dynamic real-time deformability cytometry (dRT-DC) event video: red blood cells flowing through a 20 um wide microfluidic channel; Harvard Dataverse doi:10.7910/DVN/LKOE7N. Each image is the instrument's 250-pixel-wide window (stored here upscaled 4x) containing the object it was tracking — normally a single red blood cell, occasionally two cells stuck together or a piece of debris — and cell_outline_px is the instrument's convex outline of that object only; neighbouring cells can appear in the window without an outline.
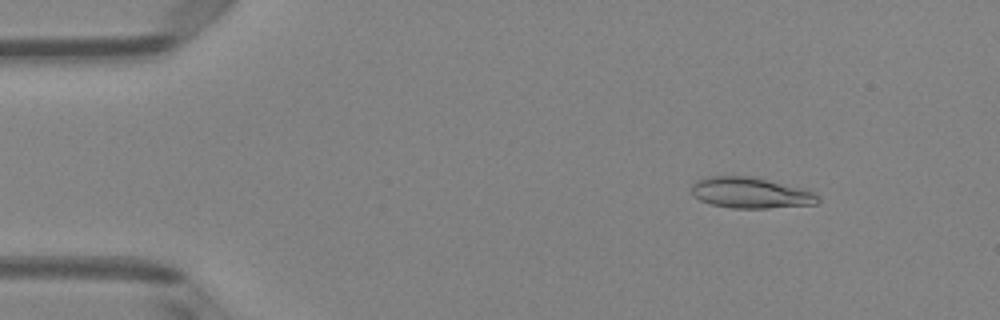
{"species": "Egyptian fruit bat (a non-hibernating species)", "species_latin": "Rousettus aegyptiacus", "temperature_condition": "room temperature", "stored_images_in_passage": 51, "camera_frame_rate_fps": 3000, "um_per_image_px": 0.085, "animal": {"sex": "female"}, "frame": {"image": 1, "passage_image": 7, "time_ms": 2.0, "image_size_px": [1000, 320], "cell_outline_px": [[820, 200], [816, 204], [768, 208], [732, 208], [712, 204], [700, 200], [692, 196], [692, 184], [696, 180], [704, 176], [752, 176], [808, 188], [816, 192], [820, 196]], "centroid_in_image_um": [63.86, 16.37], "position_along_channel_um": 21.1, "area_um2": 23.29}}
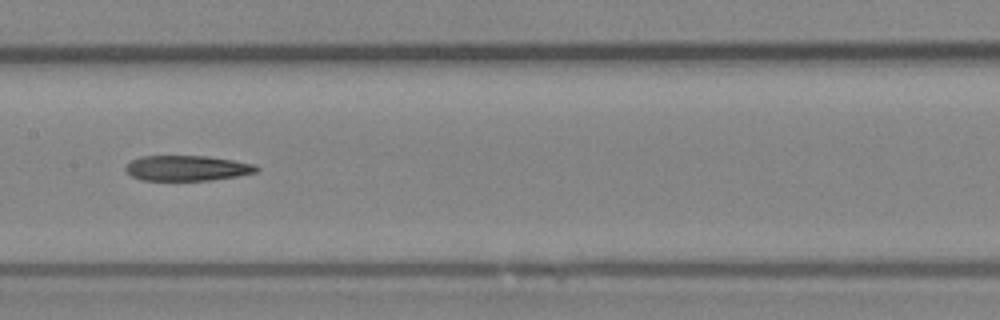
{"frame": {"image": 2, "passage_image": 26, "time_ms": 8.333, "image_size_px": [1000, 320], "cell_outline_px": [[260, 168], [256, 172], [236, 176], [212, 180], [140, 180], [132, 176], [124, 168], [132, 160], [140, 156], [208, 156], [256, 164]], "centroid_in_image_um": [15.91, 14.29], "position_along_channel_um": 191.5, "area_um2": 19.25}}
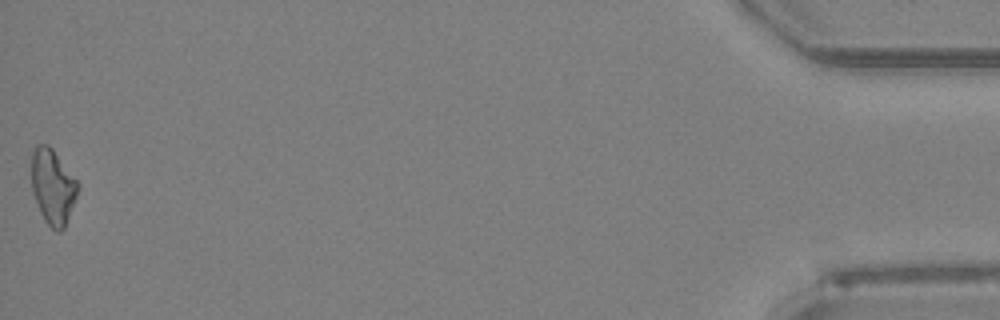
{"frame": {"image": 3, "passage_image": 51, "time_ms": 16.667, "image_size_px": [1000, 320], "cell_outline_px": [[80, 184], [76, 196], [64, 228], [60, 232], [56, 232], [44, 220], [40, 212], [32, 192], [32, 152], [36, 144], [48, 144], [52, 148]], "centroid_in_image_um": [4.48, 15.86], "position_along_channel_um": 430.7, "area_um2": 20.17}}